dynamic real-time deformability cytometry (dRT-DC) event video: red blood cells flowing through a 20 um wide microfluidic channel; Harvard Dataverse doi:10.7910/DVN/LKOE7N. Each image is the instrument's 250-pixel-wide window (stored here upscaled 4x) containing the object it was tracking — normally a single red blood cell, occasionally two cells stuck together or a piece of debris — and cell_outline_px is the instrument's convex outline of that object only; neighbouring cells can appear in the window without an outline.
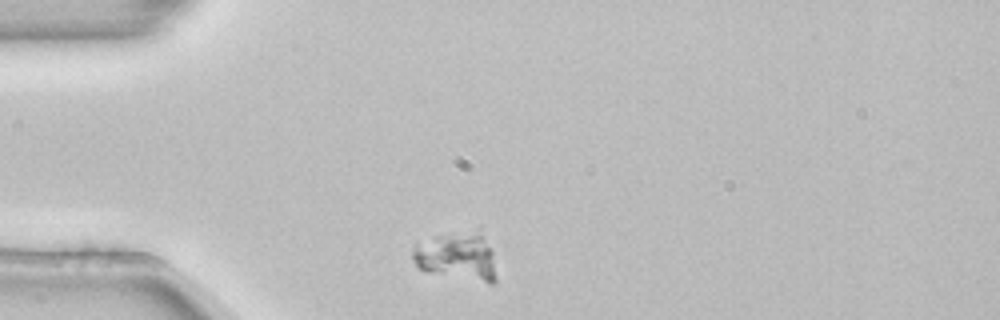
{"species": "common noctule bat (a hibernating species)", "species_latin": "Nyctalus noctula", "temperature_condition": "room temperature", "stored_images_in_passage": 1, "camera_frame_rate_fps": 3000, "um_per_image_px": 0.085, "animal": {"sex": "female", "body_mass_g": 22.7, "forearm_length_mm": 54.2}, "frame": {"image": 1, "passage_image": 1, "time_ms": 0.0, "image_size_px": [1000, 320], "cell_outline_px": [[496, 284], [488, 284], [428, 272], [420, 268], [412, 260], [412, 252], [416, 240], [480, 224], [492, 252], [496, 280]], "centroid_in_image_um": [38.87, 21.69], "position_along_channel_um": 46.1, "area_um2": 25.09}}